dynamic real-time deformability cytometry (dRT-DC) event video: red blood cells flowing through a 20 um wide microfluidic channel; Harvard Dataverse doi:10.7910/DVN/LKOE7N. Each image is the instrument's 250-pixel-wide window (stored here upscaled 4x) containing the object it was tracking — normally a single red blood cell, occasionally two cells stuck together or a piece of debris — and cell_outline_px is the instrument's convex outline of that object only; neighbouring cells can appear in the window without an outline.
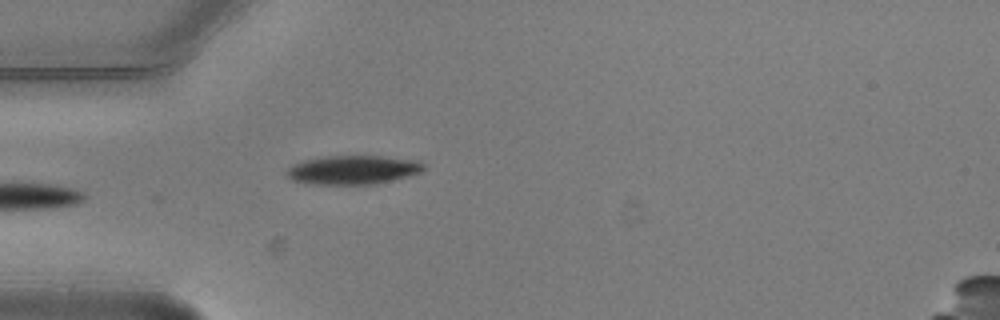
{"species": "common noctule bat (a hibernating species)", "species_latin": "Nyctalus noctula", "temperature_condition": "warm", "stored_images_in_passage": 5, "camera_frame_rate_fps": 3000, "um_per_image_px": 0.085, "animal": {"sex": "male", "body_mass_g": 20.5, "forearm_length_mm": 52.5}, "frame": {"image": 1, "passage_image": 5, "time_ms": 1.333, "image_size_px": [1000, 320], "cell_outline_px": [[424, 172], [376, 184], [308, 184], [292, 180], [284, 172], [292, 164], [304, 160], [324, 156], [380, 156], [420, 160], [424, 164]], "centroid_in_image_um": [30.01, 14.43], "position_along_channel_um": 55.0, "area_um2": 23.29}}